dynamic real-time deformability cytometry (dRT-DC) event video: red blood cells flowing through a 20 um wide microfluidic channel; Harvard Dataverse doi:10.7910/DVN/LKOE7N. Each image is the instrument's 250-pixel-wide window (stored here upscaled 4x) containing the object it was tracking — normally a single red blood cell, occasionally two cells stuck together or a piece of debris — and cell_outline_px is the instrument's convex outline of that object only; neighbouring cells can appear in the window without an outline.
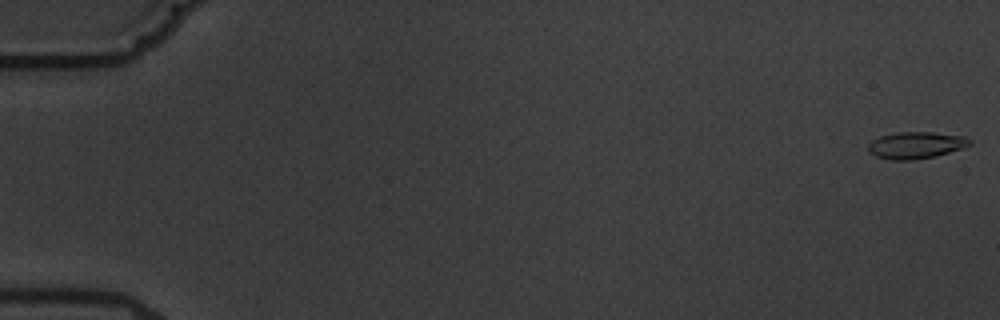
{"species": "common noctule bat (a hibernating species)", "species_latin": "Nyctalus noctula", "temperature_condition": "warm", "stored_images_in_passage": 6, "camera_frame_rate_fps": 3000, "um_per_image_px": 0.085, "animal": {"sex": "male", "body_mass_g": 19.5, "forearm_length_mm": 54.6}, "frame": {"image": 1, "passage_image": 1, "time_ms": 0.0, "image_size_px": [1000, 320], "cell_outline_px": [[972, 144], [964, 148], [936, 156], [912, 160], [892, 160], [876, 156], [868, 152], [868, 144], [872, 140], [880, 136], [896, 132], [932, 132], [968, 136], [972, 140]], "centroid_in_image_um": [77.89, 12.33], "position_along_channel_um": 7.1, "area_um2": 16.13}}
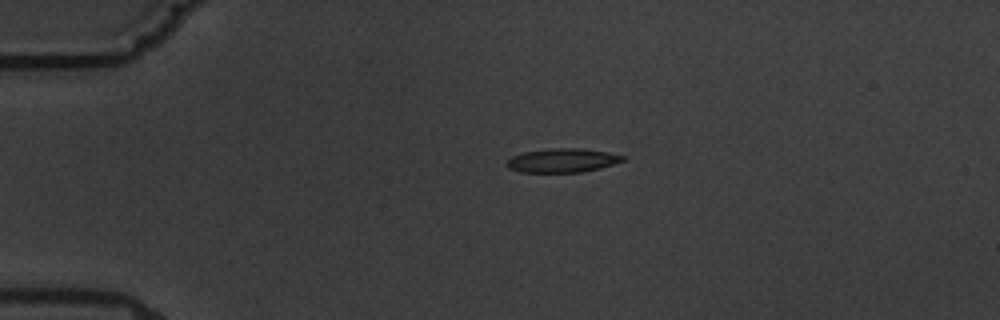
{"frame": {"image": 2, "passage_image": 4, "time_ms": 4.333, "image_size_px": [1000, 320], "cell_outline_px": [[628, 156], [624, 160], [600, 168], [584, 172], [520, 172], [508, 168], [504, 164], [512, 156], [524, 152], [552, 148], [584, 148], [608, 152]], "centroid_in_image_um": [47.82, 13.63], "position_along_channel_um": 37.2, "area_um2": 16.3}}